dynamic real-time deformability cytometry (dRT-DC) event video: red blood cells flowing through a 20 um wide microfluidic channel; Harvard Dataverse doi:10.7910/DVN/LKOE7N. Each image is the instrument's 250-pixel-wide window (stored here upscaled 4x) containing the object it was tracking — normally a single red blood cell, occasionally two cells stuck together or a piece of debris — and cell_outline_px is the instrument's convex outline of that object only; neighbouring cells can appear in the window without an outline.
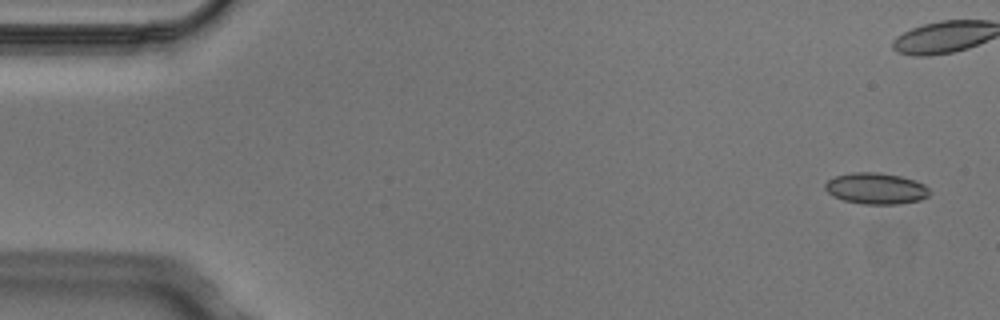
{"species": "Egyptian fruit bat (a non-hibernating species)", "species_latin": "Rousettus aegyptiacus", "temperature_condition": "cold", "stored_images_in_passage": 6, "camera_frame_rate_fps": 3000, "um_per_image_px": 0.085, "animal": {"sex": "male"}, "frame": {"image": 1, "passage_image": 1, "time_ms": 0.0, "image_size_px": [1000, 320], "cell_outline_px": [[932, 192], [928, 196], [920, 200], [900, 204], [864, 204], [844, 200], [832, 196], [824, 188], [824, 184], [828, 180], [836, 176], [852, 172], [880, 172], [900, 176], [916, 180], [924, 184]], "centroid_in_image_um": [74.48, 16.02], "position_along_channel_um": 10.5, "area_um2": 19.19}}
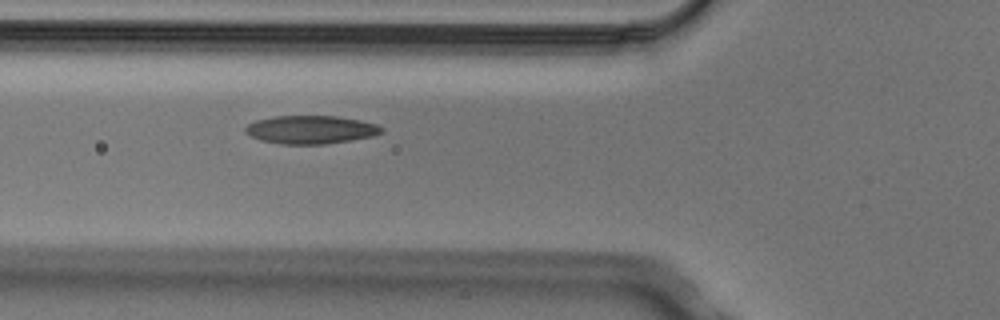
{"frame": {"image": 2, "passage_image": 6, "time_ms": 1.667, "image_size_px": [1000, 320], "cell_outline_px": [[384, 132], [372, 136], [352, 140], [324, 144], [280, 144], [260, 140], [244, 132], [244, 128], [248, 124], [256, 120], [272, 116], [336, 116], [360, 120], [376, 124], [384, 128]], "centroid_in_image_um": [26.41, 11.02], "position_along_channel_um": 99.4, "area_um2": 22.48}}